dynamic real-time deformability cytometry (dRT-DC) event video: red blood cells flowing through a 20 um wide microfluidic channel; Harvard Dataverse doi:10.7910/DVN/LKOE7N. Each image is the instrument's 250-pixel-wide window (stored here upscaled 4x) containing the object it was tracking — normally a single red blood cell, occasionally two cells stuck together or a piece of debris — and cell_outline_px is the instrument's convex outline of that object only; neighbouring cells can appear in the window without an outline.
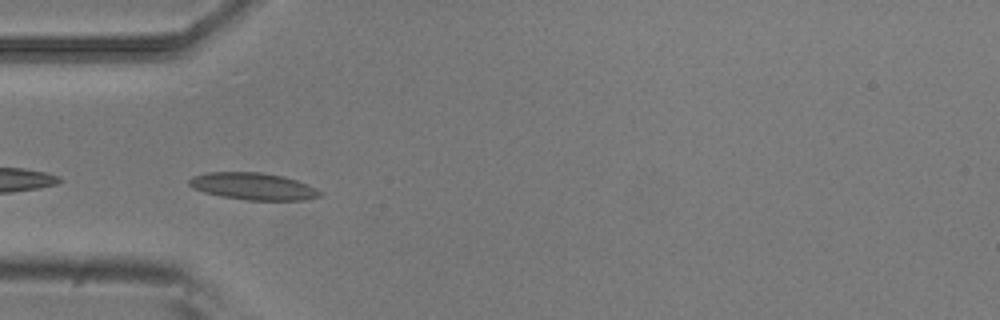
{"species": "common noctule bat (a hibernating species)", "species_latin": "Nyctalus noctula", "temperature_condition": "room temperature", "stored_images_in_passage": 7, "camera_frame_rate_fps": 3000, "um_per_image_px": 0.085, "animal": {"sex": "male", "body_mass_g": 20.5, "forearm_length_mm": 52.5}, "frame": {"image": 1, "passage_image": 4, "time_ms": 1.0, "image_size_px": [1000, 320], "cell_outline_px": [[324, 192], [320, 196], [304, 200], [248, 200], [220, 196], [204, 192], [192, 188], [188, 184], [188, 180], [192, 176], [208, 172], [260, 172], [284, 176], [308, 184]], "centroid_in_image_um": [21.52, 15.83], "position_along_channel_um": 63.5, "area_um2": 20.75}}
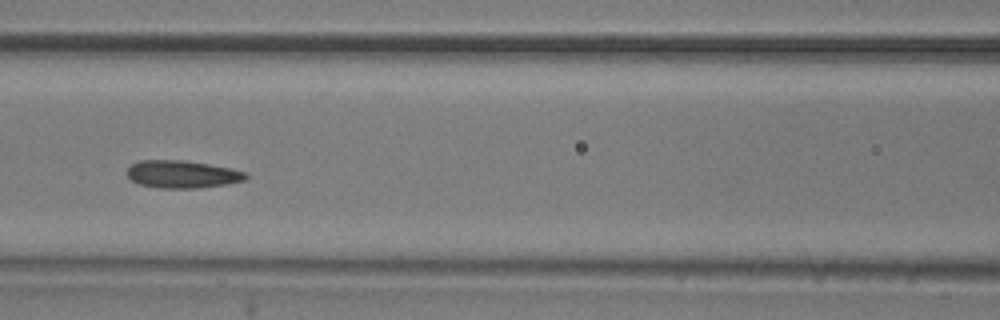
{"frame": {"image": 2, "passage_image": 6, "time_ms": 1.667, "image_size_px": [1000, 320], "cell_outline_px": [[248, 176], [244, 180], [228, 184], [200, 188], [160, 188], [140, 184], [132, 180], [128, 176], [128, 168], [132, 164], [140, 160], [180, 160], [208, 164], [248, 172]], "centroid_in_image_um": [15.51, 14.81], "position_along_channel_um": 151.1, "area_um2": 18.96}}
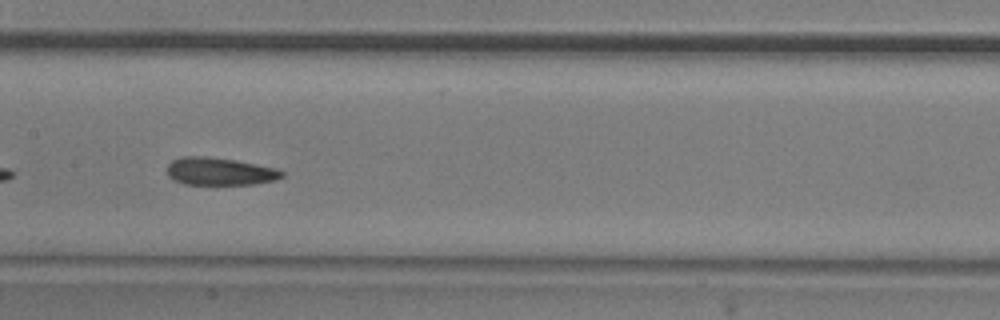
{"frame": {"image": 3, "passage_image": 7, "time_ms": 2.0, "image_size_px": [1000, 320], "cell_outline_px": [[284, 176], [276, 180], [252, 184], [184, 184], [172, 180], [168, 176], [168, 164], [172, 160], [180, 156], [204, 156], [236, 160], [276, 168], [284, 172]], "centroid_in_image_um": [18.66, 14.56], "position_along_channel_um": 188.7, "area_um2": 18.55}}